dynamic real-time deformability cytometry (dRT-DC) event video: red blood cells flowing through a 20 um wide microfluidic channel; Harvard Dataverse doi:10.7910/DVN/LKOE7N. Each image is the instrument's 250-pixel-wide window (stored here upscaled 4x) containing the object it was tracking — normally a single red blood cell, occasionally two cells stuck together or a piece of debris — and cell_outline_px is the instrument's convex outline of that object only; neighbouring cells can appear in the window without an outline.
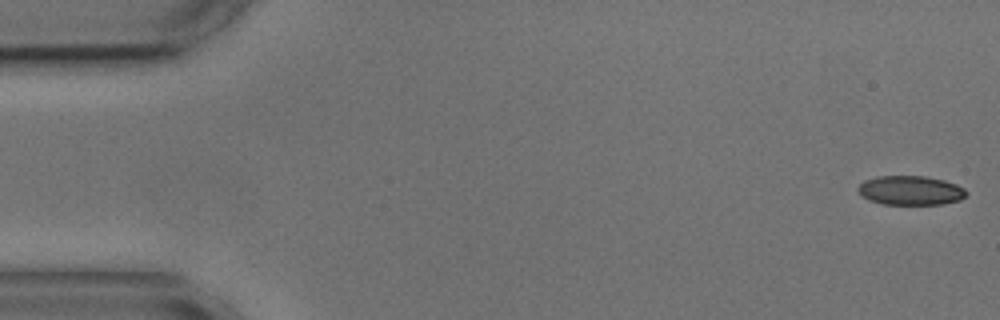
{"species": "common noctule bat (a hibernating species)", "species_latin": "Nyctalus noctula", "temperature_condition": "cold", "stored_images_in_passage": 6, "segment_of_instrument_passage": [1, 2], "camera_frame_rate_fps": 3000, "um_per_image_px": 0.085, "animal": {"sex": "male", "body_mass_g": 17.9, "forearm_length_mm": 54.2}, "frame": {"image": 1, "passage_image": 1, "time_ms": 0.0, "image_size_px": [1000, 320], "cell_outline_px": [[968, 192], [960, 200], [944, 204], [884, 204], [868, 200], [856, 188], [864, 180], [880, 176], [924, 176], [944, 180], [956, 184], [964, 188]], "centroid_in_image_um": [77.41, 16.18], "position_along_channel_um": 7.6, "area_um2": 18.38}}
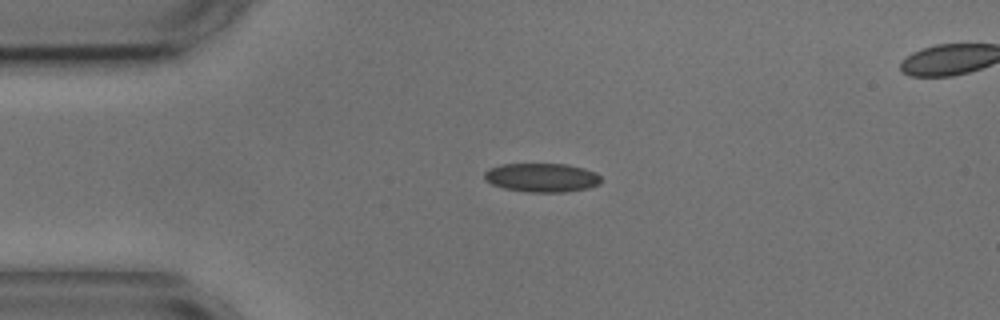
{"frame": {"image": 2, "passage_image": 4, "time_ms": 3.667, "image_size_px": [1000, 320], "cell_outline_px": [[600, 184], [588, 188], [564, 192], [528, 192], [504, 188], [492, 184], [484, 180], [484, 172], [488, 168], [504, 164], [568, 164], [584, 168], [596, 172], [600, 176]], "centroid_in_image_um": [46.05, 15.09], "position_along_channel_um": 38.9, "area_um2": 19.71}}